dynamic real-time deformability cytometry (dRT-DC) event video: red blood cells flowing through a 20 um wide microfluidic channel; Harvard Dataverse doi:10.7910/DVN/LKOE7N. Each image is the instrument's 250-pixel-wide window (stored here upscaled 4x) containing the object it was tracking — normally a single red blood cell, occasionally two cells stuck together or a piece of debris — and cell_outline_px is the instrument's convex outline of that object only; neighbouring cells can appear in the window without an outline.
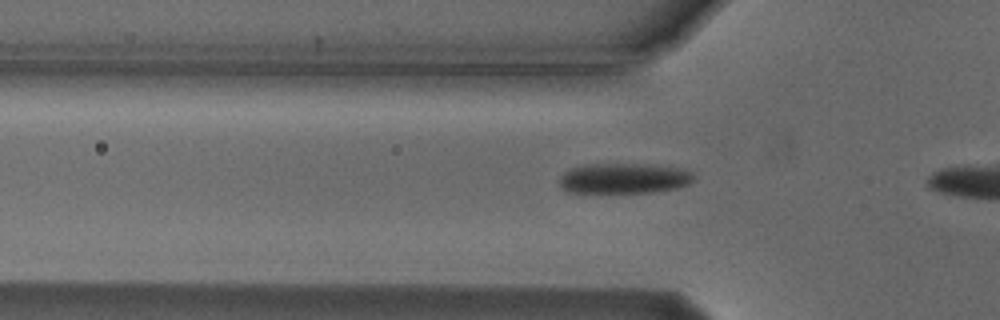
{"species": "Egyptian fruit bat (a non-hibernating species)", "species_latin": "Rousettus aegyptiacus", "temperature_condition": "cold", "stored_images_in_passage": 10, "camera_frame_rate_fps": 3000, "um_per_image_px": 0.085, "animal": {"sex": "male"}, "frame": {"image": 1, "passage_image": 4, "time_ms": 1.0, "image_size_px": [1000, 320], "cell_outline_px": [[692, 180], [688, 184], [676, 188], [652, 192], [568, 192], [560, 184], [560, 176], [568, 168], [584, 164], [636, 164], [676, 168], [688, 172], [692, 176]], "centroid_in_image_um": [52.93, 15.16], "position_along_channel_um": 72.9, "area_um2": 23.24}}
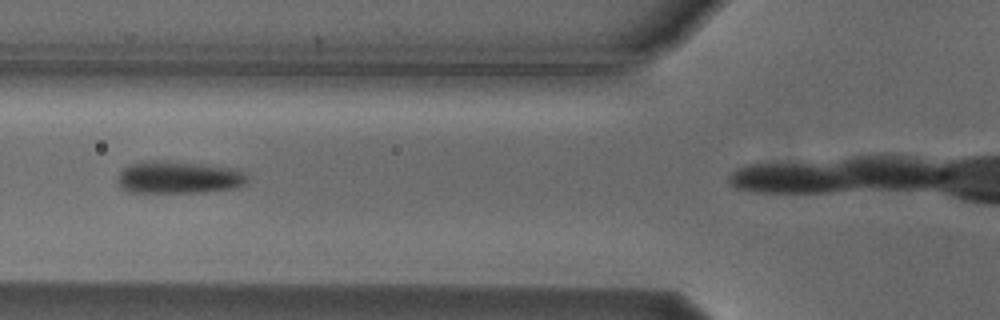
{"frame": {"image": 2, "passage_image": 7, "time_ms": 2.0, "image_size_px": [1000, 320], "cell_outline_px": [[248, 180], [244, 184], [236, 188], [204, 192], [128, 192], [120, 188], [116, 180], [116, 176], [128, 164], [144, 160], [164, 160], [240, 168], [248, 176]], "centroid_in_image_um": [15.17, 15.06], "position_along_channel_um": 110.6, "area_um2": 25.09}}